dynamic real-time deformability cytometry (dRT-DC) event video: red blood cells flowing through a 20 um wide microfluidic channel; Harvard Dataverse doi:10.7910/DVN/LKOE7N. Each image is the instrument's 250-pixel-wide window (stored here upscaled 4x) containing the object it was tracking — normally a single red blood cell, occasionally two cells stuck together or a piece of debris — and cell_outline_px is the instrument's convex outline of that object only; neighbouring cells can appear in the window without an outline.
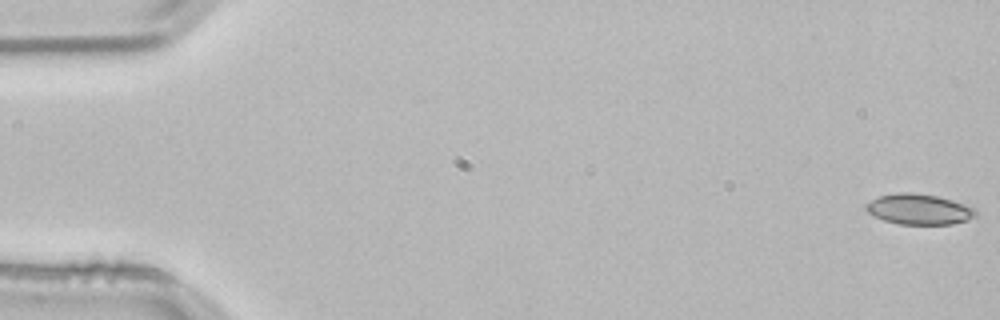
{"species": "common noctule bat (a hibernating species)", "species_latin": "Nyctalus noctula", "temperature_condition": "room temperature", "stored_images_in_passage": 53, "camera_frame_rate_fps": 3000, "um_per_image_px": 0.085, "animal": {"sex": "male", "body_mass_g": 21.5, "forearm_length_mm": 52.0}, "frame": {"image": 1, "passage_image": 1, "time_ms": 0.0, "image_size_px": [1000, 320], "cell_outline_px": [[976, 216], [968, 220], [952, 224], [900, 224], [884, 220], [872, 216], [864, 208], [864, 204], [880, 196], [896, 192], [912, 192], [936, 196], [952, 200], [964, 204], [972, 208], [976, 212]], "centroid_in_image_um": [78.07, 17.78], "position_along_channel_um": 6.9, "area_um2": 19.48}}
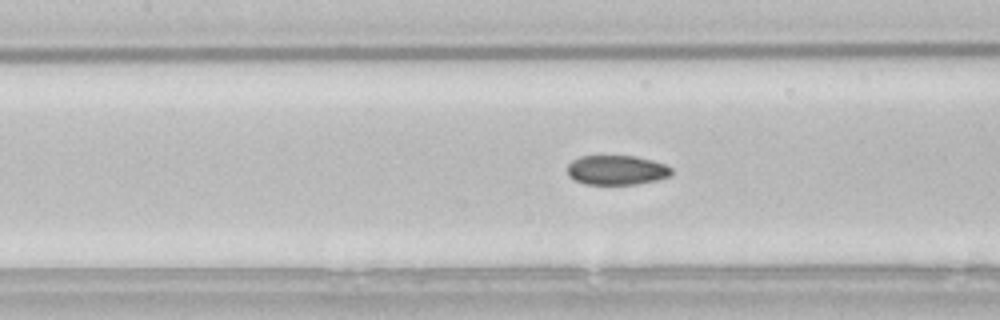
{"frame": {"image": 2, "passage_image": 24, "time_ms": 7.667, "image_size_px": [1000, 320], "cell_outline_px": [[672, 172], [668, 176], [656, 180], [636, 184], [584, 184], [568, 176], [568, 164], [572, 160], [580, 156], [636, 156], [652, 160], [664, 164], [672, 168]], "centroid_in_image_um": [52.4, 14.45], "position_along_channel_um": 155.0, "area_um2": 17.86}}
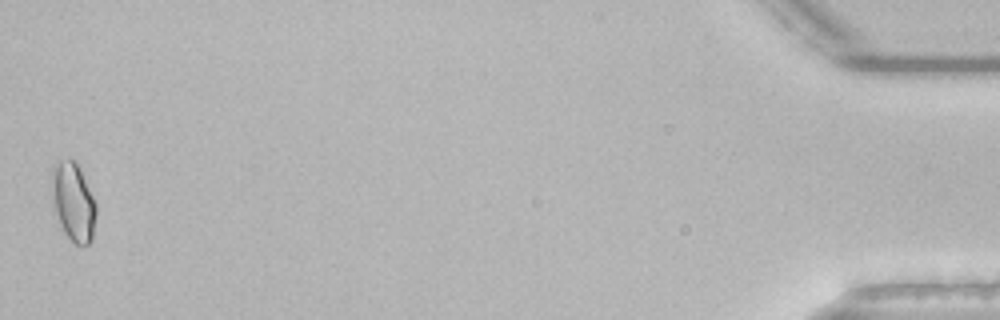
{"frame": {"image": 3, "passage_image": 53, "time_ms": 17.333, "image_size_px": [1000, 320], "cell_outline_px": [[96, 216], [92, 240], [88, 244], [76, 244], [64, 232], [60, 224], [56, 212], [56, 168], [60, 160], [76, 160], [80, 168], [96, 204]], "centroid_in_image_um": [6.35, 17.24], "position_along_channel_um": 428.9, "area_um2": 18.79}, "authors_computed_cell_mechanics": {"area_um2": 18.5538, "velocity_mm_per_s": 3.8459, "shape_relaxation_time_tau1_ms": null, "shape_relaxation_time_tau2_ms": 2.7852, "deformation_change_tau1": null, "deformation_change_tau2": 0.0589}}